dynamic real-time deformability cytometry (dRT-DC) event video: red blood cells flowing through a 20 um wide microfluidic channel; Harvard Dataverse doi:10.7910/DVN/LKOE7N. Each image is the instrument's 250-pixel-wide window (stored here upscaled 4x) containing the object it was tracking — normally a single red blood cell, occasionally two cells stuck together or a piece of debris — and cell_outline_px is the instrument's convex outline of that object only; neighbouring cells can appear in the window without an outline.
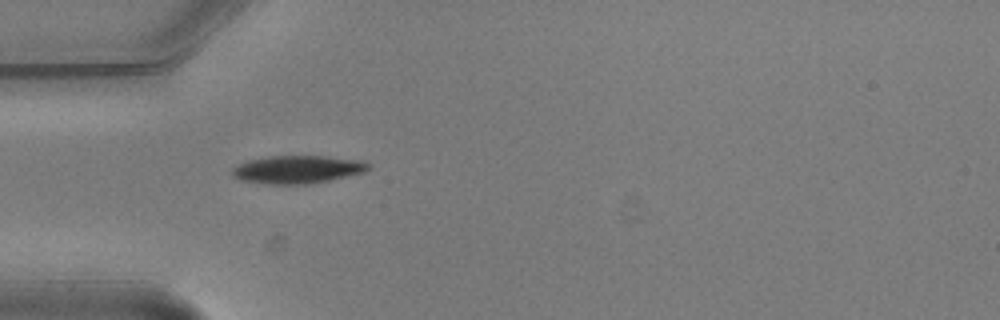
{"species": "common noctule bat (a hibernating species)", "species_latin": "Nyctalus noctula", "temperature_condition": "warm", "stored_images_in_passage": 6, "camera_frame_rate_fps": 3000, "um_per_image_px": 0.085, "animal": {"sex": "male", "body_mass_g": 20.5, "forearm_length_mm": 52.5}, "frame": {"image": 1, "passage_image": 1, "time_ms": 0.0, "image_size_px": [1000, 320], "cell_outline_px": [[372, 168], [364, 172], [328, 180], [308, 184], [268, 184], [240, 180], [232, 176], [232, 168], [236, 164], [248, 160], [268, 156], [328, 156], [360, 160], [372, 164]], "centroid_in_image_um": [25.28, 14.39], "position_along_channel_um": 59.7, "area_um2": 22.31}}
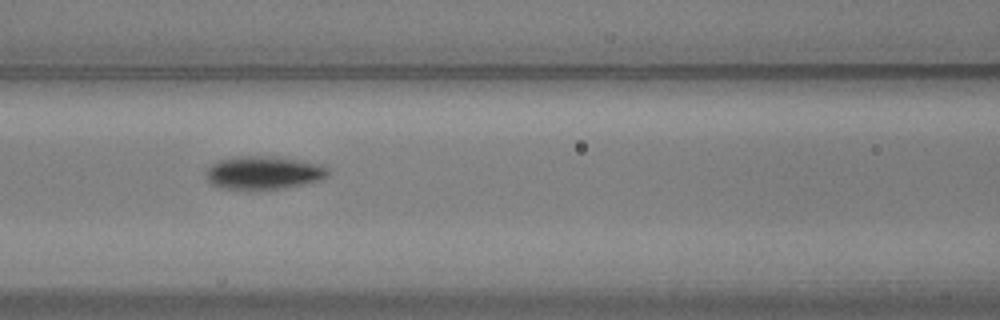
{"frame": {"image": 2, "passage_image": 3, "time_ms": 0.667, "image_size_px": [1000, 320], "cell_outline_px": [[328, 176], [320, 180], [284, 188], [220, 188], [212, 184], [208, 180], [208, 168], [212, 164], [220, 160], [240, 156], [264, 156], [296, 160], [320, 164], [328, 168]], "centroid_in_image_um": [22.43, 14.67], "position_along_channel_um": 144.2, "area_um2": 22.83}}
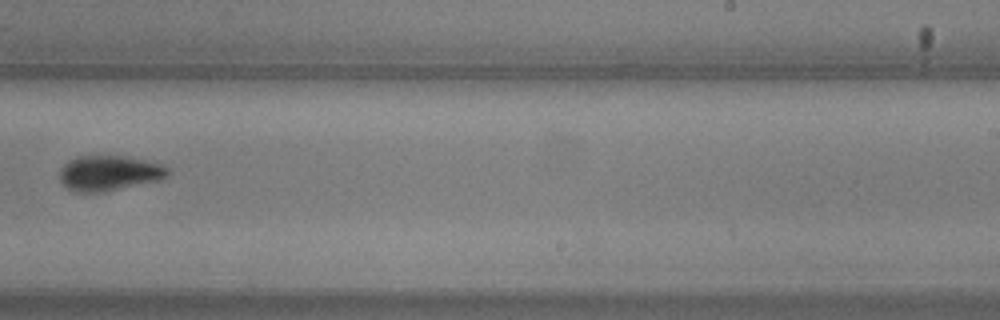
{"frame": {"image": 3, "passage_image": 6, "time_ms": 1.667, "image_size_px": [1000, 320], "cell_outline_px": [[172, 172], [168, 176], [160, 180], [104, 192], [72, 192], [60, 180], [60, 172], [64, 164], [68, 160], [76, 156], [128, 156], [160, 164], [168, 168]], "centroid_in_image_um": [9.29, 14.71], "position_along_channel_um": 279.7, "area_um2": 22.31}}